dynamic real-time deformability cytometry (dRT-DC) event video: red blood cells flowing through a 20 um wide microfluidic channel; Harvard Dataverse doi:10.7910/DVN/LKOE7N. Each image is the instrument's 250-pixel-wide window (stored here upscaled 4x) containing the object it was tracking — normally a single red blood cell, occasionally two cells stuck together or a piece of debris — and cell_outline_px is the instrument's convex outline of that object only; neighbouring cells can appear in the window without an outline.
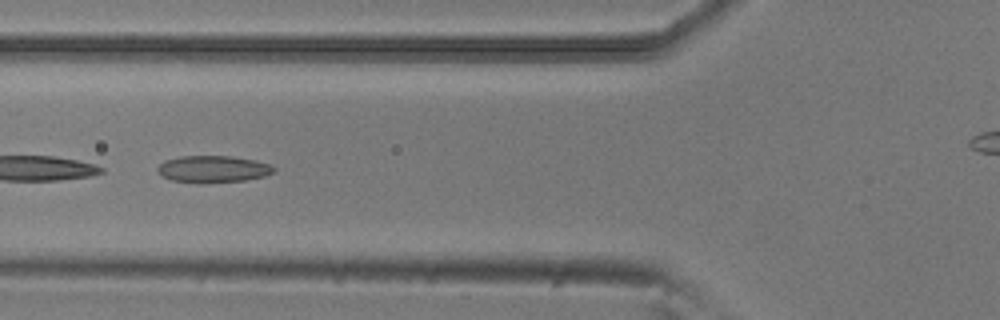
{"species": "common noctule bat (a hibernating species)", "species_latin": "Nyctalus noctula", "temperature_condition": "room temperature", "stored_images_in_passage": 7, "camera_frame_rate_fps": 3000, "um_per_image_px": 0.085, "animal": {"sex": "male", "body_mass_g": 20.5, "forearm_length_mm": 52.5}, "frame": {"image": 1, "passage_image": 5, "time_ms": 1.333, "image_size_px": [1000, 320], "cell_outline_px": [[276, 172], [264, 176], [244, 180], [172, 180], [164, 176], [156, 168], [164, 160], [180, 156], [232, 156], [256, 160], [268, 164], [276, 168]], "centroid_in_image_um": [18.17, 14.31], "position_along_channel_um": 107.6, "area_um2": 17.28}}
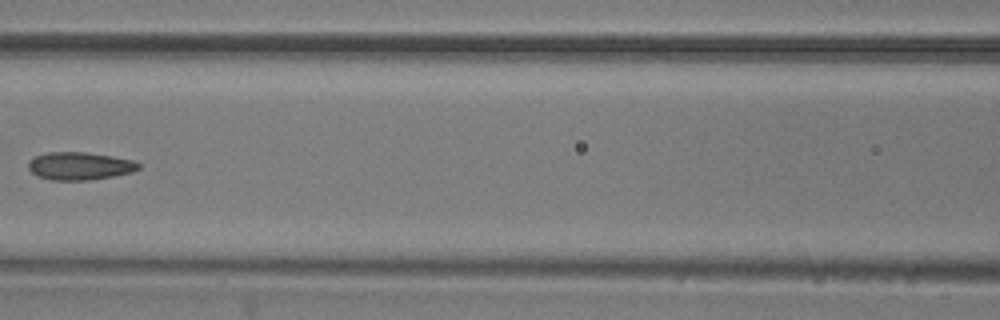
{"frame": {"image": 2, "passage_image": 6, "time_ms": 1.667, "image_size_px": [1000, 320], "cell_outline_px": [[140, 168], [132, 172], [112, 176], [88, 180], [52, 180], [40, 176], [32, 172], [28, 168], [28, 160], [36, 156], [48, 152], [84, 152], [112, 156], [132, 160], [140, 164]], "centroid_in_image_um": [6.77, 14.1], "position_along_channel_um": 159.8, "area_um2": 17.69}}
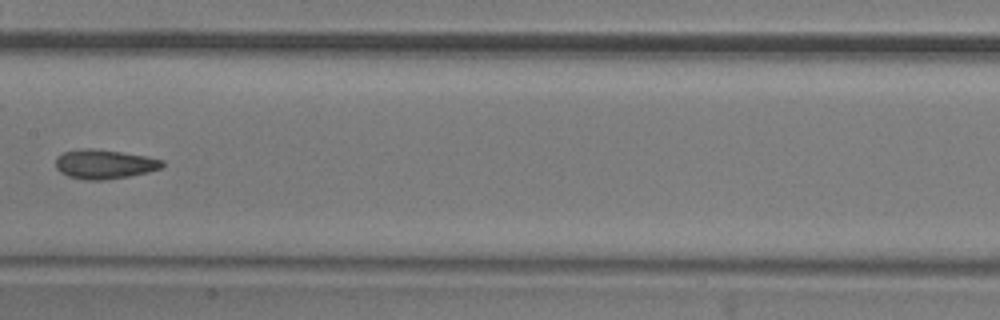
{"frame": {"image": 3, "passage_image": 7, "time_ms": 2.0, "image_size_px": [1000, 320], "cell_outline_px": [[164, 164], [160, 168], [148, 172], [128, 176], [104, 180], [88, 180], [68, 176], [60, 172], [56, 168], [56, 156], [64, 152], [84, 148], [92, 148], [120, 152], [144, 156], [164, 160]], "centroid_in_image_um": [8.85, 13.95], "position_along_channel_um": 198.6, "area_um2": 18.03}}